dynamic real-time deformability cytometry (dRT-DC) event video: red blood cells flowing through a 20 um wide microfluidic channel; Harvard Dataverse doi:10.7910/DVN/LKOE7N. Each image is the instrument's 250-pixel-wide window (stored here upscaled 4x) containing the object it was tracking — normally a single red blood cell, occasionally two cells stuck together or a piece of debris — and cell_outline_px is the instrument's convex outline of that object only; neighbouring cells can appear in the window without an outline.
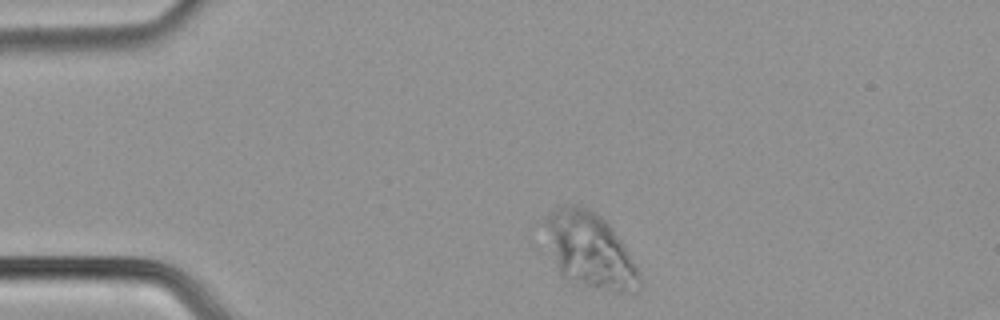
{"species": "common noctule bat (a hibernating species)", "species_latin": "Nyctalus noctula", "temperature_condition": "cold", "stored_images_in_passage": 46, "camera_frame_rate_fps": 3000, "um_per_image_px": 0.085, "animal": {"sex": "male", "body_mass_g": 21.5, "forearm_length_mm": 52.0}, "frame": {"image": 1, "passage_image": 2, "time_ms": 0.333, "image_size_px": [1000, 320], "cell_outline_px": [[640, 292], [616, 292], [572, 284], [560, 272], [548, 248], [544, 220], [560, 204], [580, 204], [596, 212], [612, 228], [620, 240], [640, 272]], "centroid_in_image_um": [50.12, 21.29], "position_along_channel_um": 34.9, "area_um2": 41.62}}
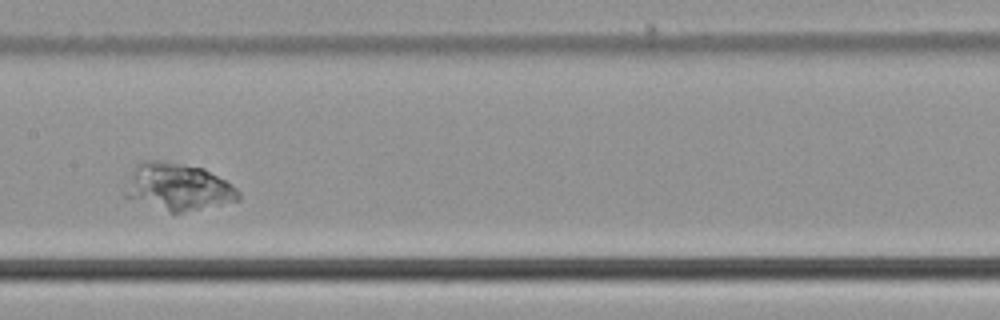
{"frame": {"image": 2, "passage_image": 19, "time_ms": 6.0, "image_size_px": [1000, 320], "cell_outline_px": [[240, 200], [180, 212], [172, 212], [124, 196], [124, 192], [132, 168], [136, 164], [144, 160], [160, 160], [204, 168], [224, 180], [236, 188], [240, 192]], "centroid_in_image_um": [15.1, 15.85], "position_along_channel_um": 192.3, "area_um2": 30.52}}
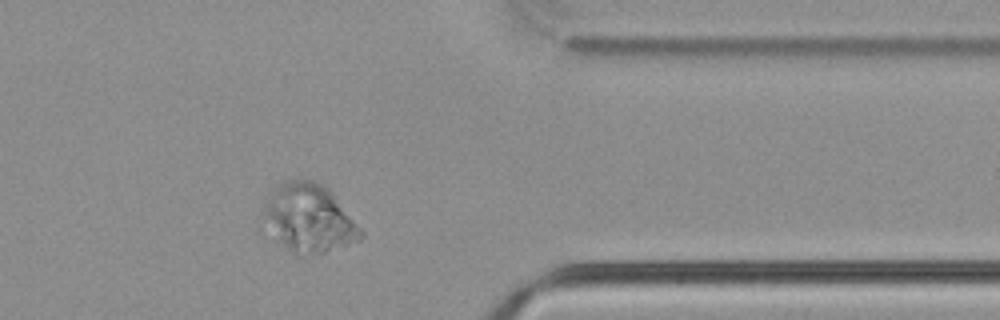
{"frame": {"image": 3, "passage_image": 36, "time_ms": 11.667, "image_size_px": [1000, 320], "cell_outline_px": [[364, 236], [360, 240], [324, 252], [296, 256], [260, 236], [260, 224], [264, 200], [268, 192], [276, 184], [284, 180], [300, 176], [316, 180], [324, 184], [328, 188], [364, 232]], "centroid_in_image_um": [26.05, 18.55], "position_along_channel_um": 385.3, "area_um2": 41.38}}